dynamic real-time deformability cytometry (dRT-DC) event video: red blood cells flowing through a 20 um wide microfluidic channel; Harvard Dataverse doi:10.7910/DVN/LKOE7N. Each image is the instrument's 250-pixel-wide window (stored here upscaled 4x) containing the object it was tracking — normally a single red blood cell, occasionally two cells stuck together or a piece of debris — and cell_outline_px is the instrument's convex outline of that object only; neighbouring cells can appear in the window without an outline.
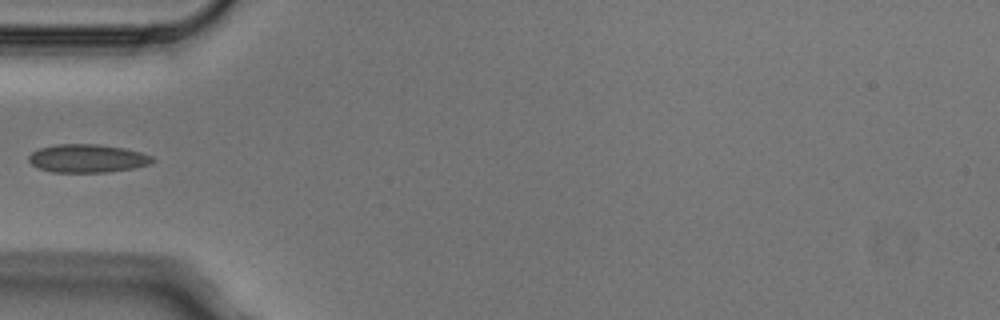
{"species": "Egyptian fruit bat (a non-hibernating species)", "species_latin": "Rousettus aegyptiacus", "temperature_condition": "cold", "stored_images_in_passage": 4, "camera_frame_rate_fps": 3000, "um_per_image_px": 0.085, "animal": {"sex": "male"}, "frame": {"image": 1, "passage_image": 4, "time_ms": 1.0, "image_size_px": [1000, 320], "cell_outline_px": [[156, 160], [152, 164], [132, 168], [108, 172], [52, 172], [36, 168], [28, 160], [28, 156], [32, 152], [40, 148], [56, 144], [96, 144], [124, 148], [140, 152], [152, 156]], "centroid_in_image_um": [7.42, 13.47], "position_along_channel_um": 77.6, "area_um2": 20.46}}